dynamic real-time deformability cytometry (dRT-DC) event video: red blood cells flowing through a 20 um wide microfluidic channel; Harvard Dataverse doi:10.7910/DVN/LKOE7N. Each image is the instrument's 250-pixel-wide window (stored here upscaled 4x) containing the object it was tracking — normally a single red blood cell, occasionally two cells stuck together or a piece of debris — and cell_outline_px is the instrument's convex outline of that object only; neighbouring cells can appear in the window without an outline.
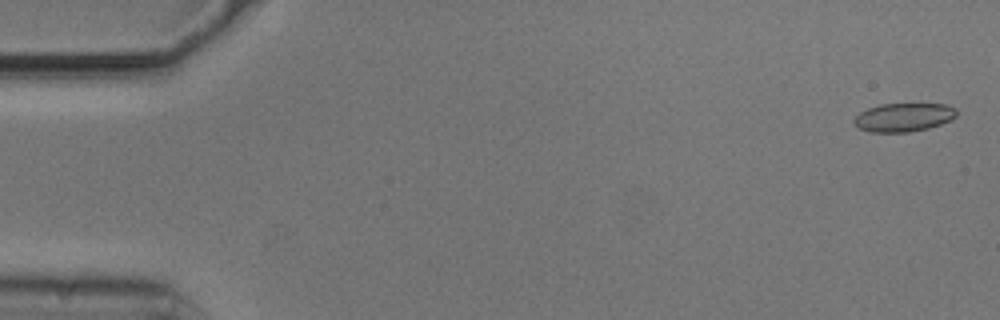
{"species": "common noctule bat (a hibernating species)", "species_latin": "Nyctalus noctula", "temperature_condition": "cold", "stored_images_in_passage": 55, "camera_frame_rate_fps": 3000, "um_per_image_px": 0.085, "animal": {"sex": "male", "body_mass_g": 20.5, "forearm_length_mm": 52.5}, "frame": {"image": 1, "passage_image": 2, "time_ms": 0.333, "image_size_px": [1000, 320], "cell_outline_px": [[956, 116], [952, 120], [928, 128], [908, 132], [868, 132], [860, 128], [852, 120], [860, 112], [868, 108], [880, 104], [948, 104], [956, 108]], "centroid_in_image_um": [76.82, 9.97], "position_along_channel_um": 8.2, "area_um2": 17.05}}
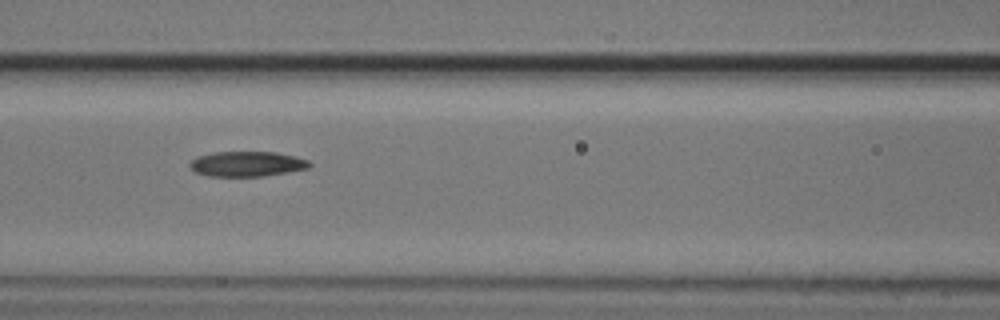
{"frame": {"image": 2, "passage_image": 24, "time_ms": 7.667, "image_size_px": [1000, 320], "cell_outline_px": [[312, 164], [308, 168], [288, 172], [264, 176], [208, 176], [196, 172], [188, 164], [196, 156], [212, 152], [276, 152], [296, 156], [308, 160]], "centroid_in_image_um": [21.0, 13.93], "position_along_channel_um": 145.6, "area_um2": 17.57}}
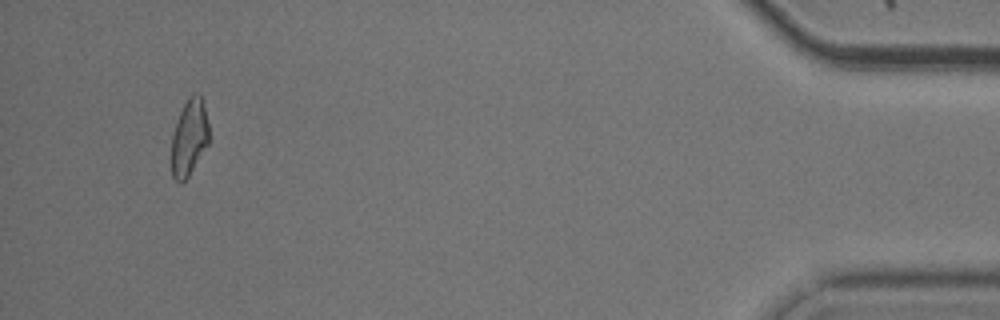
{"frame": {"image": 3, "passage_image": 52, "time_ms": 17.0, "image_size_px": [1000, 320], "cell_outline_px": [[208, 144], [188, 176], [180, 184], [172, 176], [172, 136], [176, 120], [188, 96], [192, 92], [196, 92], [204, 100], [208, 124]], "centroid_in_image_um": [16.08, 11.63], "position_along_channel_um": 419.1, "area_um2": 16.7}, "authors_computed_cell_mechanics": {"area_um2": 17.7446, "velocity_mm_per_s": 3.7298, "shape_relaxation_time_tau1_ms": 9.9393, "shape_relaxation_time_tau2_ms": 5.9732, "deformation_change_tau1": 0.2446, "deformation_change_tau2": 0.1271}}